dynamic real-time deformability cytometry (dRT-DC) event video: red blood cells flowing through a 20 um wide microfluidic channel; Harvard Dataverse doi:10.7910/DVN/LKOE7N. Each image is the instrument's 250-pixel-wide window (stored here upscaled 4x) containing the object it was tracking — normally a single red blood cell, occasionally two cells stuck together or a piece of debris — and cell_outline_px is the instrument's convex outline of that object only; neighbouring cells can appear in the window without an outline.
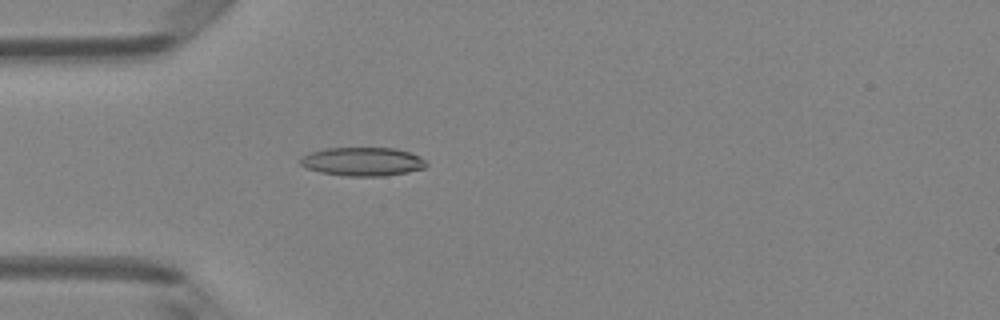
{"species": "Egyptian fruit bat (a non-hibernating species)", "species_latin": "Rousettus aegyptiacus", "temperature_condition": "room temperature", "stored_images_in_passage": 3, "camera_frame_rate_fps": 3000, "um_per_image_px": 0.085, "animal": {"sex": "female"}, "frame": {"image": 1, "passage_image": 3, "time_ms": 0.667, "image_size_px": [1000, 320], "cell_outline_px": [[428, 164], [424, 168], [408, 172], [384, 176], [348, 176], [320, 172], [308, 168], [300, 164], [300, 160], [304, 156], [312, 152], [328, 148], [396, 148], [420, 156]], "centroid_in_image_um": [30.86, 13.74], "position_along_channel_um": 54.1, "area_um2": 20.81}}